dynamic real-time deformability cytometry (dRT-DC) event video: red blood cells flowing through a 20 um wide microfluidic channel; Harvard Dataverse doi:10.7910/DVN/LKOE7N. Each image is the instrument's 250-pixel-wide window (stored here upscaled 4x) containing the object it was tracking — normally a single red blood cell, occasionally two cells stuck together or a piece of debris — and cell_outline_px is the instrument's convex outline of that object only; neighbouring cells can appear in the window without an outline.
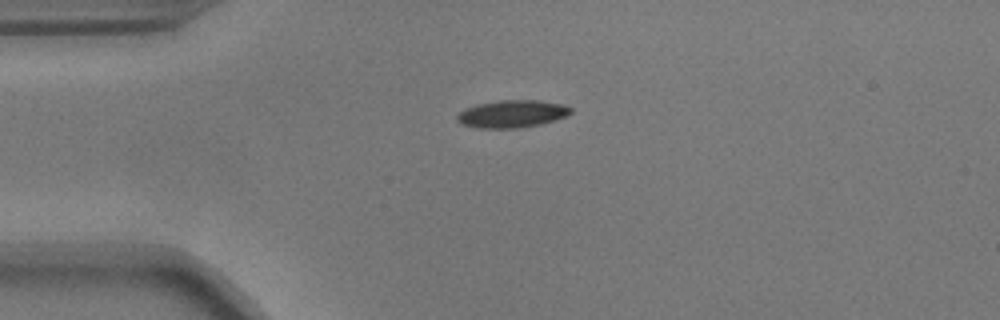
{"species": "common noctule bat (a hibernating species)", "species_latin": "Nyctalus noctula", "temperature_condition": "warm", "stored_images_in_passage": 43, "camera_frame_rate_fps": 3000, "um_per_image_px": 0.085, "animal": {"sex": "male", "body_mass_g": 17.9}, "frame": {"image": 1, "passage_image": 1, "time_ms": 0.0, "image_size_px": [1000, 320], "cell_outline_px": [[572, 112], [564, 116], [540, 124], [520, 128], [480, 128], [460, 124], [456, 120], [456, 116], [464, 108], [476, 104], [500, 100], [536, 100], [560, 104], [572, 108]], "centroid_in_image_um": [43.45, 9.68], "position_along_channel_um": 41.5, "area_um2": 18.09}}
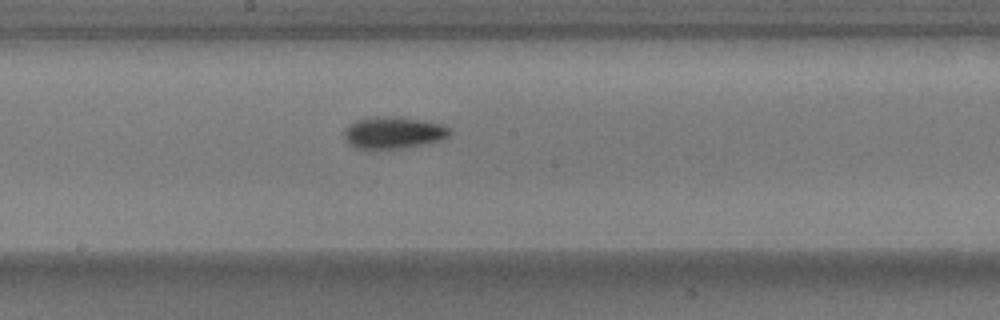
{"frame": {"image": 2, "passage_image": 17, "time_ms": 5.333, "image_size_px": [1000, 320], "cell_outline_px": [[452, 132], [448, 136], [440, 140], [428, 144], [404, 148], [356, 148], [348, 144], [344, 136], [344, 132], [356, 120], [372, 116], [400, 116], [424, 120], [444, 124], [452, 128]], "centroid_in_image_um": [33.52, 11.26], "position_along_channel_um": 214.7, "area_um2": 19.88}}
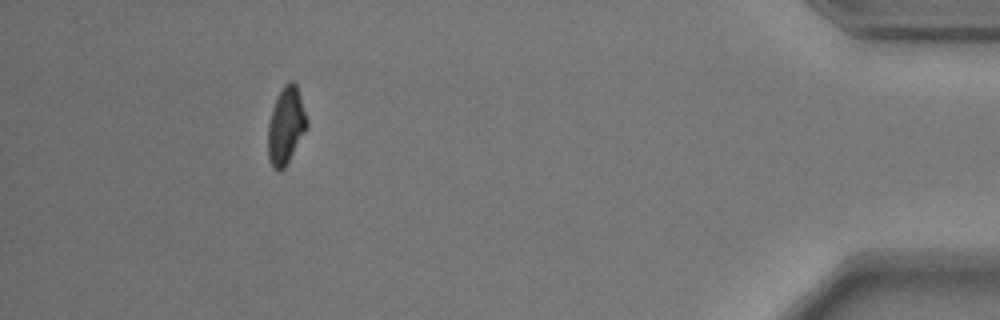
{"frame": {"image": 3, "passage_image": 38, "time_ms": 12.333, "image_size_px": [1000, 320], "cell_outline_px": [[308, 128], [284, 168], [276, 172], [272, 168], [268, 160], [268, 124], [272, 108], [284, 84], [288, 80], [292, 80], [296, 84], [308, 120]], "centroid_in_image_um": [24.3, 10.71], "position_along_channel_um": 410.9, "area_um2": 17.57}, "authors_computed_cell_mechanics": {"area_um2": 18.0336, "velocity_mm_per_s": 3.6635, "shape_relaxation_time_tau1_ms": 3.2218, "shape_relaxation_time_tau2_ms": 5.7448, "deformation_change_tau1": 0.1451, "deformation_change_tau2": 0.0846}}